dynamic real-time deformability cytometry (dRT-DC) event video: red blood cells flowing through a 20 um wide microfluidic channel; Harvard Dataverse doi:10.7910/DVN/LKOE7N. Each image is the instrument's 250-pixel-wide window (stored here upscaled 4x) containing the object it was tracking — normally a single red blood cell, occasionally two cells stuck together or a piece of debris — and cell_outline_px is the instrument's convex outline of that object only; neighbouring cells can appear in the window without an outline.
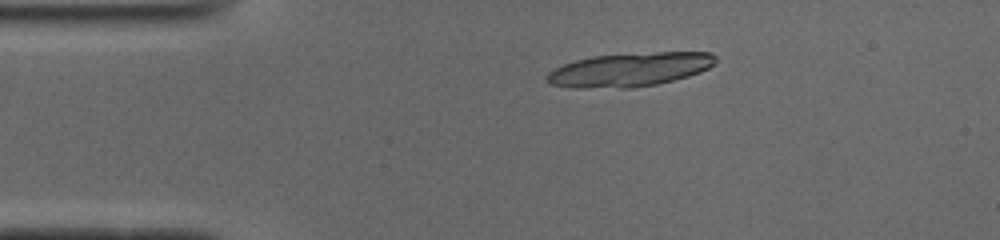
{"species": "common noctule bat (a hibernating species)", "species_latin": "Nyctalus noctula", "temperature_condition": "cold", "stored_images_in_passage": 9, "camera_frame_rate_fps": 3000, "um_per_image_px": 0.085, "animal": {"sex": "male", "body_mass_g": 19.0, "forearm_length_mm": 50.8}, "frame": {"image": 1, "passage_image": 2, "time_ms": 0.333, "image_size_px": [1000, 240], "cell_outline_px": [[716, 60], [708, 68], [700, 72], [688, 76], [656, 84], [632, 88], [572, 88], [548, 84], [544, 80], [544, 76], [548, 72], [564, 64], [576, 60], [592, 56], [656, 52], [712, 52], [716, 56]], "centroid_in_image_um": [53.47, 5.93], "position_along_channel_um": 31.5, "area_um2": 33.35}}